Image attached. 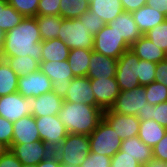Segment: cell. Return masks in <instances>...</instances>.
I'll return each mask as SVG.
<instances>
[{"mask_svg": "<svg viewBox=\"0 0 167 167\" xmlns=\"http://www.w3.org/2000/svg\"><path fill=\"white\" fill-rule=\"evenodd\" d=\"M30 56L42 62V38L35 17L23 21L6 33L0 57Z\"/></svg>", "mask_w": 167, "mask_h": 167, "instance_id": "6da1fadb", "label": "cell"}, {"mask_svg": "<svg viewBox=\"0 0 167 167\" xmlns=\"http://www.w3.org/2000/svg\"><path fill=\"white\" fill-rule=\"evenodd\" d=\"M103 112L97 106L64 101L58 116L68 133L89 136L103 119Z\"/></svg>", "mask_w": 167, "mask_h": 167, "instance_id": "7a4b0ae2", "label": "cell"}, {"mask_svg": "<svg viewBox=\"0 0 167 167\" xmlns=\"http://www.w3.org/2000/svg\"><path fill=\"white\" fill-rule=\"evenodd\" d=\"M89 153V136L73 133H68L60 146L54 151L64 167H80Z\"/></svg>", "mask_w": 167, "mask_h": 167, "instance_id": "3957f363", "label": "cell"}, {"mask_svg": "<svg viewBox=\"0 0 167 167\" xmlns=\"http://www.w3.org/2000/svg\"><path fill=\"white\" fill-rule=\"evenodd\" d=\"M145 86H138L129 91H120L110 110L117 114L146 117L150 104L147 101Z\"/></svg>", "mask_w": 167, "mask_h": 167, "instance_id": "277c9868", "label": "cell"}, {"mask_svg": "<svg viewBox=\"0 0 167 167\" xmlns=\"http://www.w3.org/2000/svg\"><path fill=\"white\" fill-rule=\"evenodd\" d=\"M58 38L64 42L69 49L83 48L93 50L94 36L87 27L76 19H62Z\"/></svg>", "mask_w": 167, "mask_h": 167, "instance_id": "5b68a950", "label": "cell"}, {"mask_svg": "<svg viewBox=\"0 0 167 167\" xmlns=\"http://www.w3.org/2000/svg\"><path fill=\"white\" fill-rule=\"evenodd\" d=\"M90 152L113 157L121 147L122 140L116 131L102 119L89 135Z\"/></svg>", "mask_w": 167, "mask_h": 167, "instance_id": "8992f818", "label": "cell"}, {"mask_svg": "<svg viewBox=\"0 0 167 167\" xmlns=\"http://www.w3.org/2000/svg\"><path fill=\"white\" fill-rule=\"evenodd\" d=\"M128 49L130 45L108 24L94 36L93 51L96 53L119 59Z\"/></svg>", "mask_w": 167, "mask_h": 167, "instance_id": "52a82bcc", "label": "cell"}, {"mask_svg": "<svg viewBox=\"0 0 167 167\" xmlns=\"http://www.w3.org/2000/svg\"><path fill=\"white\" fill-rule=\"evenodd\" d=\"M40 70L52 81V91L64 98L75 77L67 60L41 62Z\"/></svg>", "mask_w": 167, "mask_h": 167, "instance_id": "ba28073f", "label": "cell"}, {"mask_svg": "<svg viewBox=\"0 0 167 167\" xmlns=\"http://www.w3.org/2000/svg\"><path fill=\"white\" fill-rule=\"evenodd\" d=\"M139 58L130 49L117 60L116 80L120 91H129L140 86Z\"/></svg>", "mask_w": 167, "mask_h": 167, "instance_id": "9c48e42d", "label": "cell"}, {"mask_svg": "<svg viewBox=\"0 0 167 167\" xmlns=\"http://www.w3.org/2000/svg\"><path fill=\"white\" fill-rule=\"evenodd\" d=\"M40 140L55 151L68 135L58 115L35 118Z\"/></svg>", "mask_w": 167, "mask_h": 167, "instance_id": "30bf717a", "label": "cell"}, {"mask_svg": "<svg viewBox=\"0 0 167 167\" xmlns=\"http://www.w3.org/2000/svg\"><path fill=\"white\" fill-rule=\"evenodd\" d=\"M10 150L23 165H37L54 153L43 141L12 144Z\"/></svg>", "mask_w": 167, "mask_h": 167, "instance_id": "8fae6325", "label": "cell"}, {"mask_svg": "<svg viewBox=\"0 0 167 167\" xmlns=\"http://www.w3.org/2000/svg\"><path fill=\"white\" fill-rule=\"evenodd\" d=\"M51 91L52 81L40 69L18 77L17 92L25 98L38 97Z\"/></svg>", "mask_w": 167, "mask_h": 167, "instance_id": "7c38bea8", "label": "cell"}, {"mask_svg": "<svg viewBox=\"0 0 167 167\" xmlns=\"http://www.w3.org/2000/svg\"><path fill=\"white\" fill-rule=\"evenodd\" d=\"M31 115V104L18 92L0 96V116L15 122L24 116Z\"/></svg>", "mask_w": 167, "mask_h": 167, "instance_id": "4fadbf2b", "label": "cell"}, {"mask_svg": "<svg viewBox=\"0 0 167 167\" xmlns=\"http://www.w3.org/2000/svg\"><path fill=\"white\" fill-rule=\"evenodd\" d=\"M103 119L116 131L121 140L138 136L140 118L132 115H123L104 110Z\"/></svg>", "mask_w": 167, "mask_h": 167, "instance_id": "5bb4252c", "label": "cell"}, {"mask_svg": "<svg viewBox=\"0 0 167 167\" xmlns=\"http://www.w3.org/2000/svg\"><path fill=\"white\" fill-rule=\"evenodd\" d=\"M90 84L95 95L96 106L103 111L110 109L120 93L116 77L90 79Z\"/></svg>", "mask_w": 167, "mask_h": 167, "instance_id": "9a60e30c", "label": "cell"}, {"mask_svg": "<svg viewBox=\"0 0 167 167\" xmlns=\"http://www.w3.org/2000/svg\"><path fill=\"white\" fill-rule=\"evenodd\" d=\"M28 99L31 104V115L35 118L58 115L64 102V99L53 91Z\"/></svg>", "mask_w": 167, "mask_h": 167, "instance_id": "2e32d148", "label": "cell"}, {"mask_svg": "<svg viewBox=\"0 0 167 167\" xmlns=\"http://www.w3.org/2000/svg\"><path fill=\"white\" fill-rule=\"evenodd\" d=\"M63 99L66 102L96 106L95 95L87 76L74 77Z\"/></svg>", "mask_w": 167, "mask_h": 167, "instance_id": "e0dca14e", "label": "cell"}, {"mask_svg": "<svg viewBox=\"0 0 167 167\" xmlns=\"http://www.w3.org/2000/svg\"><path fill=\"white\" fill-rule=\"evenodd\" d=\"M117 60L92 52L87 77L89 79L113 78L116 76Z\"/></svg>", "mask_w": 167, "mask_h": 167, "instance_id": "ac0fdd59", "label": "cell"}, {"mask_svg": "<svg viewBox=\"0 0 167 167\" xmlns=\"http://www.w3.org/2000/svg\"><path fill=\"white\" fill-rule=\"evenodd\" d=\"M40 140V135L33 115L24 116L13 122L12 144H25Z\"/></svg>", "mask_w": 167, "mask_h": 167, "instance_id": "d6986e66", "label": "cell"}, {"mask_svg": "<svg viewBox=\"0 0 167 167\" xmlns=\"http://www.w3.org/2000/svg\"><path fill=\"white\" fill-rule=\"evenodd\" d=\"M108 25L130 46L142 36L130 12H122Z\"/></svg>", "mask_w": 167, "mask_h": 167, "instance_id": "ffe728a7", "label": "cell"}, {"mask_svg": "<svg viewBox=\"0 0 167 167\" xmlns=\"http://www.w3.org/2000/svg\"><path fill=\"white\" fill-rule=\"evenodd\" d=\"M131 14L142 35L167 19L166 15L146 4Z\"/></svg>", "mask_w": 167, "mask_h": 167, "instance_id": "44dd1931", "label": "cell"}, {"mask_svg": "<svg viewBox=\"0 0 167 167\" xmlns=\"http://www.w3.org/2000/svg\"><path fill=\"white\" fill-rule=\"evenodd\" d=\"M137 57L153 63H159L166 59V52L155 46L149 38L142 35L136 42L130 46Z\"/></svg>", "mask_w": 167, "mask_h": 167, "instance_id": "7402d4cb", "label": "cell"}, {"mask_svg": "<svg viewBox=\"0 0 167 167\" xmlns=\"http://www.w3.org/2000/svg\"><path fill=\"white\" fill-rule=\"evenodd\" d=\"M120 150L136 159L142 166L153 159V152L138 136L122 140Z\"/></svg>", "mask_w": 167, "mask_h": 167, "instance_id": "603a6c76", "label": "cell"}, {"mask_svg": "<svg viewBox=\"0 0 167 167\" xmlns=\"http://www.w3.org/2000/svg\"><path fill=\"white\" fill-rule=\"evenodd\" d=\"M167 129L158 124L155 120L146 117L140 118L138 137L147 146L153 148L166 134Z\"/></svg>", "mask_w": 167, "mask_h": 167, "instance_id": "cb8c5ba5", "label": "cell"}, {"mask_svg": "<svg viewBox=\"0 0 167 167\" xmlns=\"http://www.w3.org/2000/svg\"><path fill=\"white\" fill-rule=\"evenodd\" d=\"M89 10L102 18L105 24L110 23L124 12L120 0H92L89 3Z\"/></svg>", "mask_w": 167, "mask_h": 167, "instance_id": "d4e9b609", "label": "cell"}, {"mask_svg": "<svg viewBox=\"0 0 167 167\" xmlns=\"http://www.w3.org/2000/svg\"><path fill=\"white\" fill-rule=\"evenodd\" d=\"M92 52L83 48L70 49L67 61L75 77L87 76Z\"/></svg>", "mask_w": 167, "mask_h": 167, "instance_id": "484cf974", "label": "cell"}, {"mask_svg": "<svg viewBox=\"0 0 167 167\" xmlns=\"http://www.w3.org/2000/svg\"><path fill=\"white\" fill-rule=\"evenodd\" d=\"M70 49L59 38L42 41V62L67 60Z\"/></svg>", "mask_w": 167, "mask_h": 167, "instance_id": "4316f807", "label": "cell"}, {"mask_svg": "<svg viewBox=\"0 0 167 167\" xmlns=\"http://www.w3.org/2000/svg\"><path fill=\"white\" fill-rule=\"evenodd\" d=\"M17 89L18 75L5 59L0 58V96L16 93Z\"/></svg>", "mask_w": 167, "mask_h": 167, "instance_id": "83f0119b", "label": "cell"}, {"mask_svg": "<svg viewBox=\"0 0 167 167\" xmlns=\"http://www.w3.org/2000/svg\"><path fill=\"white\" fill-rule=\"evenodd\" d=\"M42 41L58 38L61 28V16H36Z\"/></svg>", "mask_w": 167, "mask_h": 167, "instance_id": "f1b7e54d", "label": "cell"}, {"mask_svg": "<svg viewBox=\"0 0 167 167\" xmlns=\"http://www.w3.org/2000/svg\"><path fill=\"white\" fill-rule=\"evenodd\" d=\"M5 59L11 69L18 77L26 76L40 69V63L30 56L21 57H0Z\"/></svg>", "mask_w": 167, "mask_h": 167, "instance_id": "f546056e", "label": "cell"}, {"mask_svg": "<svg viewBox=\"0 0 167 167\" xmlns=\"http://www.w3.org/2000/svg\"><path fill=\"white\" fill-rule=\"evenodd\" d=\"M25 17L18 13L8 2L5 0L0 5V28L4 32H8L17 25H19Z\"/></svg>", "mask_w": 167, "mask_h": 167, "instance_id": "4dcf8cb0", "label": "cell"}, {"mask_svg": "<svg viewBox=\"0 0 167 167\" xmlns=\"http://www.w3.org/2000/svg\"><path fill=\"white\" fill-rule=\"evenodd\" d=\"M60 16L65 19L79 18L89 10L87 0H60Z\"/></svg>", "mask_w": 167, "mask_h": 167, "instance_id": "1f68e13d", "label": "cell"}, {"mask_svg": "<svg viewBox=\"0 0 167 167\" xmlns=\"http://www.w3.org/2000/svg\"><path fill=\"white\" fill-rule=\"evenodd\" d=\"M145 36L149 38L155 46L167 53V19L149 30Z\"/></svg>", "mask_w": 167, "mask_h": 167, "instance_id": "d6a6232c", "label": "cell"}, {"mask_svg": "<svg viewBox=\"0 0 167 167\" xmlns=\"http://www.w3.org/2000/svg\"><path fill=\"white\" fill-rule=\"evenodd\" d=\"M145 91L147 94L146 99L152 106L167 101V87L161 83L154 81L145 86Z\"/></svg>", "mask_w": 167, "mask_h": 167, "instance_id": "836d02e7", "label": "cell"}, {"mask_svg": "<svg viewBox=\"0 0 167 167\" xmlns=\"http://www.w3.org/2000/svg\"><path fill=\"white\" fill-rule=\"evenodd\" d=\"M7 2L24 17L38 16L39 0H7Z\"/></svg>", "mask_w": 167, "mask_h": 167, "instance_id": "e575fe53", "label": "cell"}, {"mask_svg": "<svg viewBox=\"0 0 167 167\" xmlns=\"http://www.w3.org/2000/svg\"><path fill=\"white\" fill-rule=\"evenodd\" d=\"M81 24L85 25L89 32L95 36L106 25L105 22L97 14L91 10L84 12L79 18Z\"/></svg>", "mask_w": 167, "mask_h": 167, "instance_id": "d590c367", "label": "cell"}, {"mask_svg": "<svg viewBox=\"0 0 167 167\" xmlns=\"http://www.w3.org/2000/svg\"><path fill=\"white\" fill-rule=\"evenodd\" d=\"M157 63L139 59L138 81L141 86H146L155 81Z\"/></svg>", "mask_w": 167, "mask_h": 167, "instance_id": "8d00e7d4", "label": "cell"}, {"mask_svg": "<svg viewBox=\"0 0 167 167\" xmlns=\"http://www.w3.org/2000/svg\"><path fill=\"white\" fill-rule=\"evenodd\" d=\"M146 118L155 120L158 124L167 129V101L150 106L147 111Z\"/></svg>", "mask_w": 167, "mask_h": 167, "instance_id": "74e56055", "label": "cell"}, {"mask_svg": "<svg viewBox=\"0 0 167 167\" xmlns=\"http://www.w3.org/2000/svg\"><path fill=\"white\" fill-rule=\"evenodd\" d=\"M60 0H39L38 16H60Z\"/></svg>", "mask_w": 167, "mask_h": 167, "instance_id": "f35d334b", "label": "cell"}, {"mask_svg": "<svg viewBox=\"0 0 167 167\" xmlns=\"http://www.w3.org/2000/svg\"><path fill=\"white\" fill-rule=\"evenodd\" d=\"M110 167H143L136 159L119 150L112 158Z\"/></svg>", "mask_w": 167, "mask_h": 167, "instance_id": "ab89813d", "label": "cell"}, {"mask_svg": "<svg viewBox=\"0 0 167 167\" xmlns=\"http://www.w3.org/2000/svg\"><path fill=\"white\" fill-rule=\"evenodd\" d=\"M111 157L90 152L80 167H110Z\"/></svg>", "mask_w": 167, "mask_h": 167, "instance_id": "60d3db41", "label": "cell"}, {"mask_svg": "<svg viewBox=\"0 0 167 167\" xmlns=\"http://www.w3.org/2000/svg\"><path fill=\"white\" fill-rule=\"evenodd\" d=\"M13 139V122L0 116V141L11 147Z\"/></svg>", "mask_w": 167, "mask_h": 167, "instance_id": "b9f144b4", "label": "cell"}, {"mask_svg": "<svg viewBox=\"0 0 167 167\" xmlns=\"http://www.w3.org/2000/svg\"><path fill=\"white\" fill-rule=\"evenodd\" d=\"M153 158L166 162L167 161V132L164 137L152 148Z\"/></svg>", "mask_w": 167, "mask_h": 167, "instance_id": "7bdbcfd3", "label": "cell"}, {"mask_svg": "<svg viewBox=\"0 0 167 167\" xmlns=\"http://www.w3.org/2000/svg\"><path fill=\"white\" fill-rule=\"evenodd\" d=\"M155 82L167 87V59L157 63Z\"/></svg>", "mask_w": 167, "mask_h": 167, "instance_id": "ee69618b", "label": "cell"}, {"mask_svg": "<svg viewBox=\"0 0 167 167\" xmlns=\"http://www.w3.org/2000/svg\"><path fill=\"white\" fill-rule=\"evenodd\" d=\"M22 165L11 150L0 158V167H22Z\"/></svg>", "mask_w": 167, "mask_h": 167, "instance_id": "f6af8a7d", "label": "cell"}, {"mask_svg": "<svg viewBox=\"0 0 167 167\" xmlns=\"http://www.w3.org/2000/svg\"><path fill=\"white\" fill-rule=\"evenodd\" d=\"M125 12L133 13L142 6H144L147 0H120Z\"/></svg>", "mask_w": 167, "mask_h": 167, "instance_id": "bcb514c9", "label": "cell"}, {"mask_svg": "<svg viewBox=\"0 0 167 167\" xmlns=\"http://www.w3.org/2000/svg\"><path fill=\"white\" fill-rule=\"evenodd\" d=\"M146 5L167 16V0H147Z\"/></svg>", "mask_w": 167, "mask_h": 167, "instance_id": "7dc6e473", "label": "cell"}, {"mask_svg": "<svg viewBox=\"0 0 167 167\" xmlns=\"http://www.w3.org/2000/svg\"><path fill=\"white\" fill-rule=\"evenodd\" d=\"M36 167H64L58 160L57 156L53 153L48 158L42 160Z\"/></svg>", "mask_w": 167, "mask_h": 167, "instance_id": "c3c4849f", "label": "cell"}, {"mask_svg": "<svg viewBox=\"0 0 167 167\" xmlns=\"http://www.w3.org/2000/svg\"><path fill=\"white\" fill-rule=\"evenodd\" d=\"M143 167H164V162L153 158Z\"/></svg>", "mask_w": 167, "mask_h": 167, "instance_id": "681fc988", "label": "cell"}, {"mask_svg": "<svg viewBox=\"0 0 167 167\" xmlns=\"http://www.w3.org/2000/svg\"><path fill=\"white\" fill-rule=\"evenodd\" d=\"M10 150V147L0 141V158Z\"/></svg>", "mask_w": 167, "mask_h": 167, "instance_id": "f907efd6", "label": "cell"}, {"mask_svg": "<svg viewBox=\"0 0 167 167\" xmlns=\"http://www.w3.org/2000/svg\"><path fill=\"white\" fill-rule=\"evenodd\" d=\"M5 36H6V32H4V31L0 28V54H1L2 49H3V46H4Z\"/></svg>", "mask_w": 167, "mask_h": 167, "instance_id": "816d5d0a", "label": "cell"}, {"mask_svg": "<svg viewBox=\"0 0 167 167\" xmlns=\"http://www.w3.org/2000/svg\"><path fill=\"white\" fill-rule=\"evenodd\" d=\"M22 167H36V165H22Z\"/></svg>", "mask_w": 167, "mask_h": 167, "instance_id": "f5cc1de1", "label": "cell"}, {"mask_svg": "<svg viewBox=\"0 0 167 167\" xmlns=\"http://www.w3.org/2000/svg\"><path fill=\"white\" fill-rule=\"evenodd\" d=\"M164 167H167V161H166V162H164Z\"/></svg>", "mask_w": 167, "mask_h": 167, "instance_id": "db71d44e", "label": "cell"}]
</instances>
